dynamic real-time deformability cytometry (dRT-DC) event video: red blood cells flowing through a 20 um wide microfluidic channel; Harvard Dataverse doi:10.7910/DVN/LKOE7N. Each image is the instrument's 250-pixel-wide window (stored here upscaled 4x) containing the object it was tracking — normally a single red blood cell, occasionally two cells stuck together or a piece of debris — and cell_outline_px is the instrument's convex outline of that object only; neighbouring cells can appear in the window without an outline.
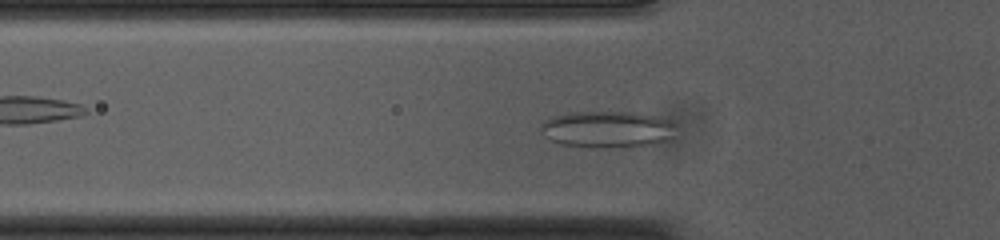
{"species": "common noctule bat (a hibernating species)", "species_latin": "Nyctalus noctula", "temperature_condition": "cold", "stored_images_in_passage": 48, "camera_frame_rate_fps": 3000, "um_per_image_px": 0.085, "animal": {"sex": "female", "body_mass_g": 23.0, "forearm_length_mm": 53.4}, "frame": {"image": 1, "passage_image": 12, "time_ms": 3.667, "image_size_px": [1000, 240], "cell_outline_px": [[676, 124], [672, 136], [656, 144], [608, 148], [592, 148], [560, 144], [544, 136], [540, 132], [540, 128], [544, 120], [568, 112], [640, 112], [668, 120]], "centroid_in_image_um": [51.6, 10.99], "position_along_channel_um": 74.2, "area_um2": 29.02}}
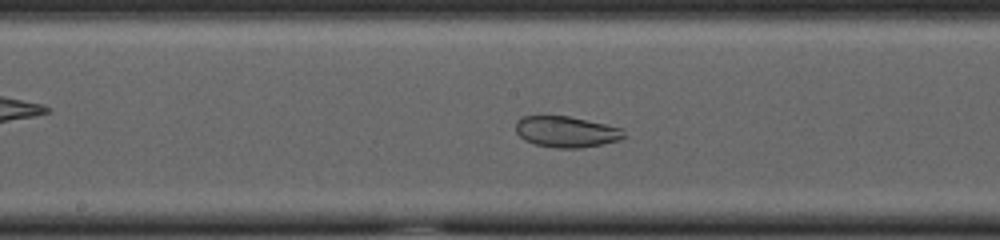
{"frame": {"image": 2, "passage_image": 22, "time_ms": 7.0, "image_size_px": [1000, 240], "cell_outline_px": [[624, 136], [620, 140], [580, 148], [556, 148], [536, 144], [524, 140], [516, 132], [516, 124], [520, 116], [568, 116], [624, 128]], "centroid_in_image_um": [48.13, 11.2], "position_along_channel_um": 200.1, "area_um2": 19.48}}
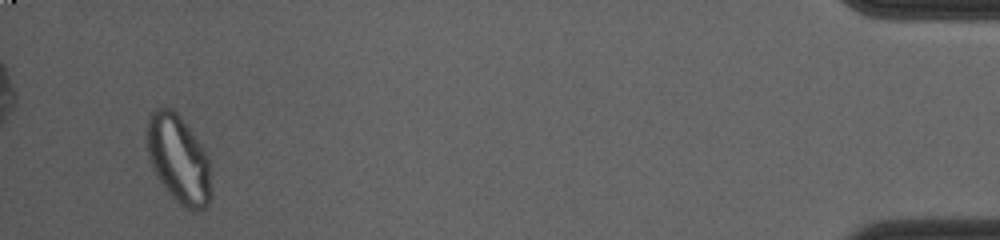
{"frame": {"image": 3, "passage_image": 46, "time_ms": 15.0, "image_size_px": [1000, 240], "cell_outline_px": [[212, 196], [208, 204], [204, 208], [196, 212], [192, 212], [184, 208], [168, 192], [152, 168], [148, 156], [148, 116], [156, 108], [168, 104], [180, 116], [204, 148], [208, 156], [212, 192]], "centroid_in_image_um": [15.21, 13.53], "position_along_channel_um": 420.0, "area_um2": 33.23}, "authors_computed_cell_mechanics": {"area_um2": 29.0734, "velocity_mm_per_s": 3.7483, "shape_relaxation_time_tau1_ms": null, "shape_relaxation_time_tau2_ms": 1.1752, "deformation_change_tau1": null, "deformation_change_tau2": 0.0578}}